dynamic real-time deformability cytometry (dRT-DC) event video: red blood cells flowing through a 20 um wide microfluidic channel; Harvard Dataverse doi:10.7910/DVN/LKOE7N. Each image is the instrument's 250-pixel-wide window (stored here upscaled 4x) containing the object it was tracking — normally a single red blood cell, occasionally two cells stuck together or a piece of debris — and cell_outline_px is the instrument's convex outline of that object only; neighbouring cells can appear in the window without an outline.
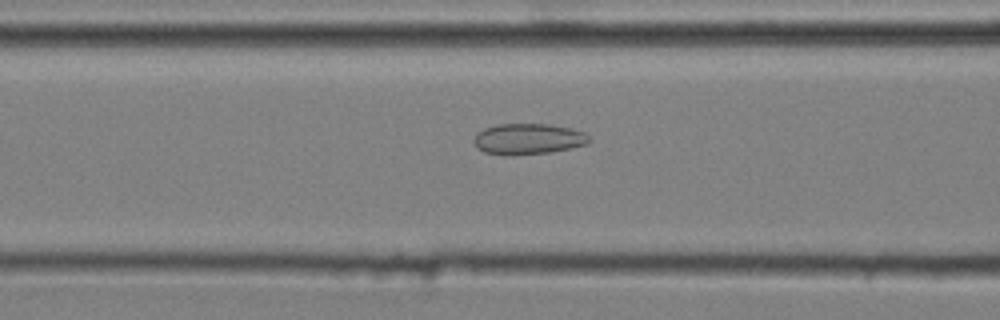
{"species": "common noctule bat (a hibernating species)", "species_latin": "Nyctalus noctula", "temperature_condition": "cold", "stored_images_in_passage": 50, "camera_frame_rate_fps": 3000, "um_per_image_px": 0.085, "animal": {"sex": "male", "body_mass_g": 20.4}, "frame": {"image": 1, "passage_image": 22, "time_ms": 7.0, "image_size_px": [1000, 320], "cell_outline_px": [[592, 140], [588, 144], [552, 152], [512, 156], [504, 156], [484, 152], [476, 148], [472, 140], [476, 132], [484, 128], [496, 124], [548, 124], [572, 128], [584, 132]], "centroid_in_image_um": [44.86, 11.82], "position_along_channel_um": 121.7, "area_um2": 21.27}}
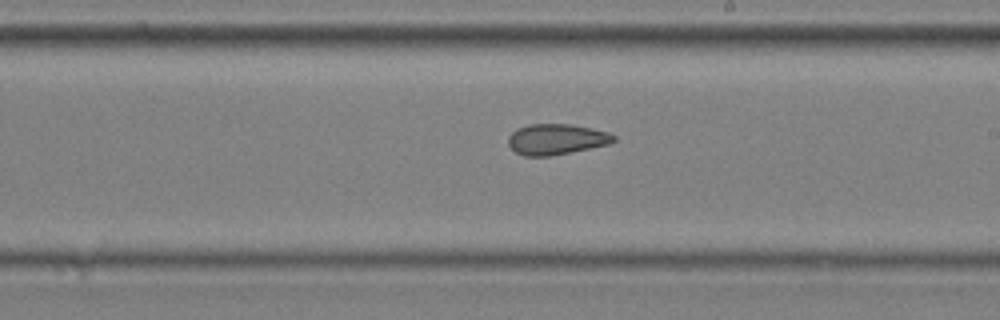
{"frame": {"image": 2, "passage_image": 32, "time_ms": 10.333, "image_size_px": [1000, 320], "cell_outline_px": [[616, 140], [608, 144], [552, 156], [524, 156], [516, 152], [508, 144], [508, 136], [516, 128], [528, 124], [572, 124], [608, 132], [616, 136]], "centroid_in_image_um": [47.27, 11.83], "position_along_channel_um": 241.7, "area_um2": 18.9}}
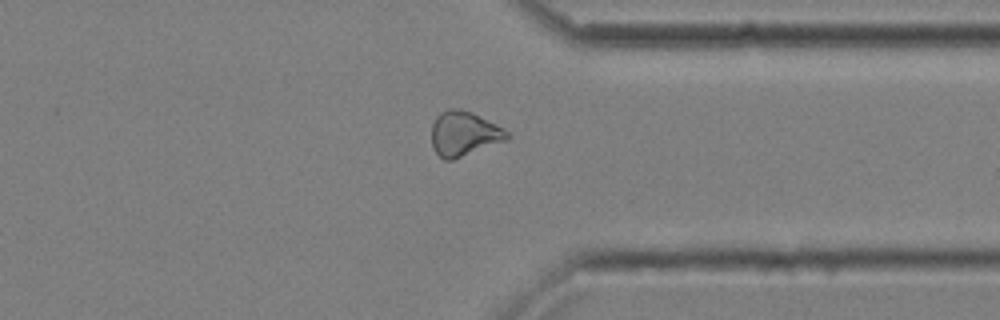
{"frame": {"image": 3, "passage_image": 43, "time_ms": 14.0, "image_size_px": [1000, 320], "cell_outline_px": [[512, 136], [508, 140], [452, 160], [444, 160], [432, 148], [432, 124], [436, 116], [440, 112], [448, 108], [460, 108], [472, 112], [504, 128]], "centroid_in_image_um": [39.45, 11.35], "position_along_channel_um": 372.0, "area_um2": 19.88}, "authors_computed_cell_mechanics": {"area_um2": 20.3456, "velocity_mm_per_s": 3.6021, "shape_relaxation_time_tau1_ms": null, "shape_relaxation_time_tau2_ms": 2.4991, "deformation_change_tau1": null, "deformation_change_tau2": 0.0994}}